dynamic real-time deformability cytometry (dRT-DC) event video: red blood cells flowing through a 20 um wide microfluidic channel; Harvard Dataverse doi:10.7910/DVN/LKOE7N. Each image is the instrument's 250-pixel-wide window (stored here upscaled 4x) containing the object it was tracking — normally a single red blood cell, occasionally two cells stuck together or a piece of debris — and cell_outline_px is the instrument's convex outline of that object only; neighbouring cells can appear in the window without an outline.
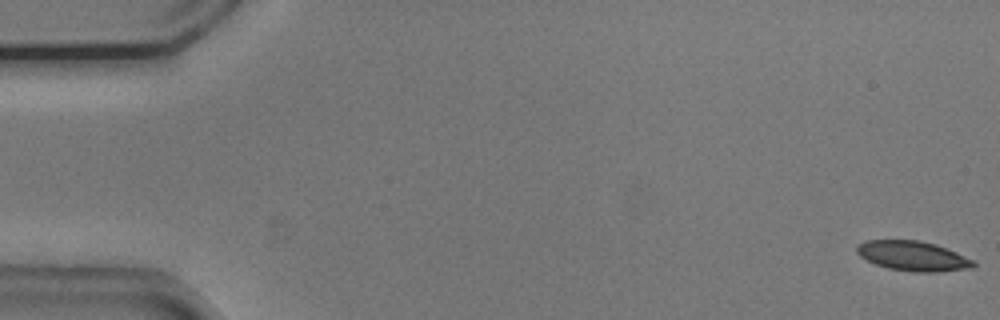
{"species": "common noctule bat (a hibernating species)", "species_latin": "Nyctalus noctula", "temperature_condition": "cold", "stored_images_in_passage": 55, "camera_frame_rate_fps": 3000, "um_per_image_px": 0.085, "animal": {"sex": "male", "body_mass_g": 20.5, "forearm_length_mm": 52.5}, "frame": {"image": 1, "passage_image": 1, "time_ms": 0.0, "image_size_px": [1000, 320], "cell_outline_px": [[976, 264], [972, 268], [940, 272], [916, 272], [888, 268], [876, 264], [860, 256], [856, 252], [856, 244], [864, 240], [920, 240], [936, 244], [976, 260]], "centroid_in_image_um": [77.62, 21.75], "position_along_channel_um": 7.4, "area_um2": 20.46}}
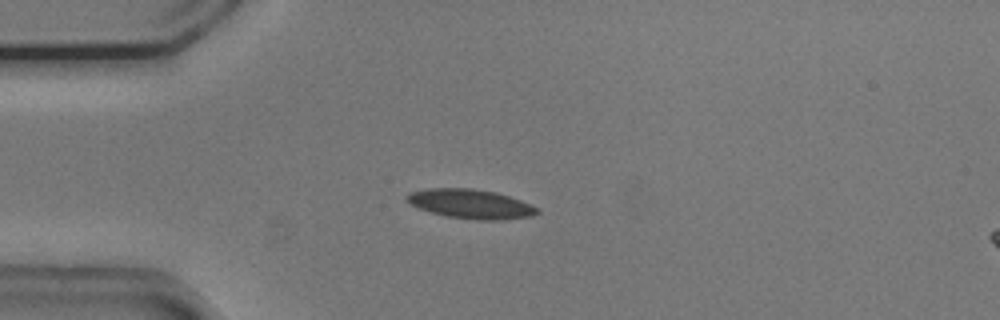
{"frame": {"image": 2, "passage_image": 14, "time_ms": 4.333, "image_size_px": [1000, 320], "cell_outline_px": [[540, 212], [532, 216], [500, 220], [480, 220], [448, 216], [432, 212], [420, 208], [404, 200], [404, 196], [408, 192], [428, 188], [472, 188], [496, 192], [520, 200], [540, 208]], "centroid_in_image_um": [40.01, 17.32], "position_along_channel_um": 45.0, "area_um2": 22.25}}
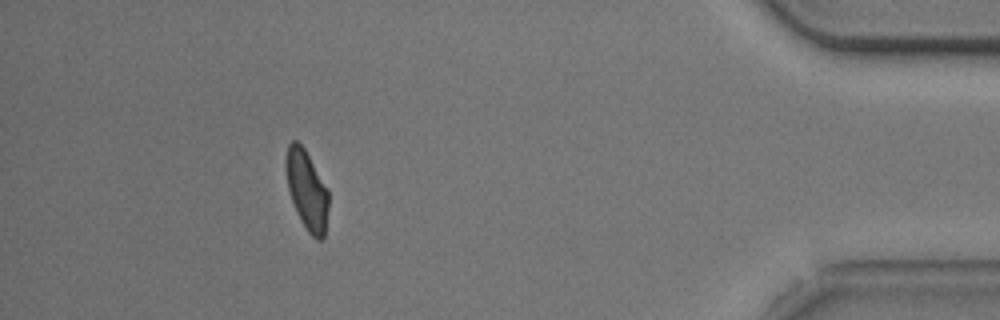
{"frame": {"image": 3, "passage_image": 49, "time_ms": 16.0, "image_size_px": [1000, 320], "cell_outline_px": [[328, 208], [324, 240], [316, 240], [308, 232], [300, 220], [296, 212], [288, 188], [284, 160], [288, 144], [292, 140], [296, 140], [304, 148], [328, 188]], "centroid_in_image_um": [26.08, 16.16], "position_along_channel_um": 409.1, "area_um2": 19.88}, "authors_computed_cell_mechanics": {"area_um2": 20.808, "velocity_mm_per_s": 3.7409, "shape_relaxation_time_tau1_ms": 3.8843, "shape_relaxation_time_tau2_ms": 3.9091, "deformation_change_tau1": 0.1127, "deformation_change_tau2": 0.0751}}